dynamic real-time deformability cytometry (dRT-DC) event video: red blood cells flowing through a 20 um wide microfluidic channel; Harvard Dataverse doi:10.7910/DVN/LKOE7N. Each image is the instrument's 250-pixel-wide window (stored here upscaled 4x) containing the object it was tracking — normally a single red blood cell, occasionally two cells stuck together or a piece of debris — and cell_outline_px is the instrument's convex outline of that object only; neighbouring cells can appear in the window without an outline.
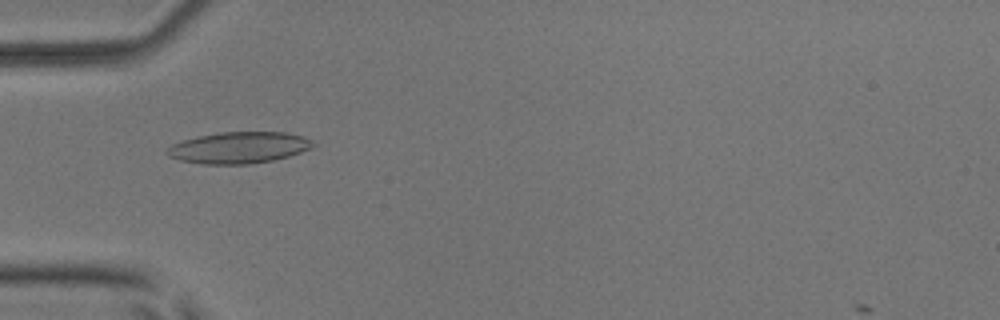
{"species": "common noctule bat (a hibernating species)", "species_latin": "Nyctalus noctula", "temperature_condition": "room temperature", "stored_images_in_passage": 6, "camera_frame_rate_fps": 3000, "um_per_image_px": 0.085, "animal": {"sex": "male", "body_mass_g": 17.9, "forearm_length_mm": 54.2}, "frame": {"image": 1, "passage_image": 4, "time_ms": 4.333, "image_size_px": [1000, 320], "cell_outline_px": [[316, 144], [312, 148], [288, 156], [272, 160], [248, 164], [200, 164], [180, 160], [168, 156], [164, 152], [172, 144], [196, 136], [220, 132], [284, 132], [304, 136], [312, 140]], "centroid_in_image_um": [20.29, 12.54], "position_along_channel_um": 64.7, "area_um2": 26.82}}
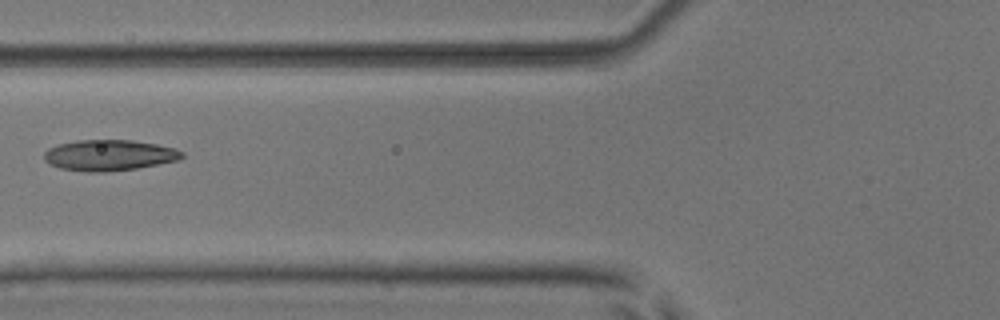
{"frame": {"image": 2, "passage_image": 5, "time_ms": 5.667, "image_size_px": [1000, 320], "cell_outline_px": [[184, 156], [180, 160], [136, 168], [104, 172], [88, 172], [60, 168], [44, 160], [44, 152], [48, 148], [56, 144], [76, 140], [132, 140], [156, 144], [176, 148], [184, 152]], "centroid_in_image_um": [9.29, 13.18], "position_along_channel_um": 116.5, "area_um2": 24.91}}
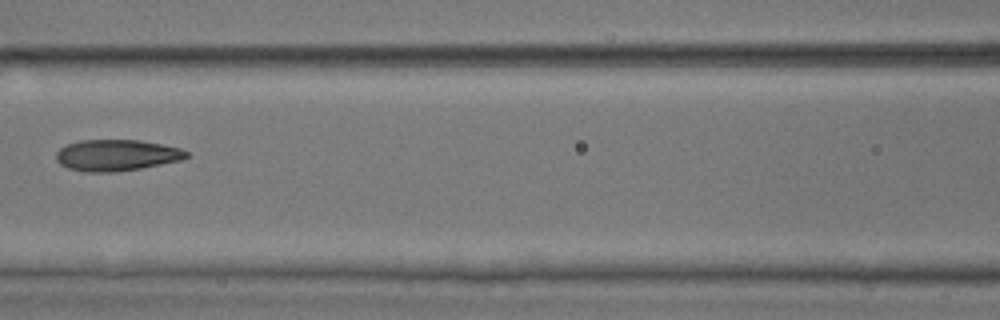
{"frame": {"image": 3, "passage_image": 6, "time_ms": 6.667, "image_size_px": [1000, 320], "cell_outline_px": [[188, 156], [180, 160], [140, 168], [116, 172], [88, 172], [68, 168], [60, 164], [56, 160], [56, 152], [60, 148], [68, 144], [80, 140], [140, 140], [164, 144], [180, 148], [188, 152]], "centroid_in_image_um": [9.89, 13.19], "position_along_channel_um": 156.7, "area_um2": 23.7}}